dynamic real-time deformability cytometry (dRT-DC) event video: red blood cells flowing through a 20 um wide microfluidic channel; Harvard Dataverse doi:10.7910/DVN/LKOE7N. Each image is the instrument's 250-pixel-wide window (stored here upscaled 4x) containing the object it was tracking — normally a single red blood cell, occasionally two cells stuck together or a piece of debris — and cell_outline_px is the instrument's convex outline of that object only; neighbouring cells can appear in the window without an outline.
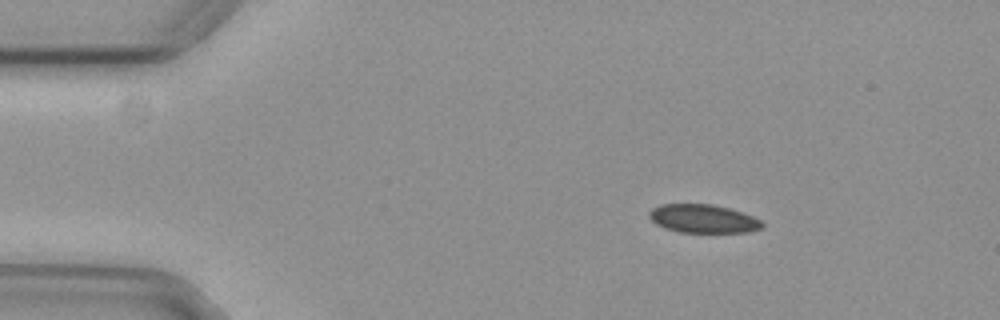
{"species": "common noctule bat (a hibernating species)", "species_latin": "Nyctalus noctula", "temperature_condition": "cold", "stored_images_in_passage": 48, "camera_frame_rate_fps": 3000, "um_per_image_px": 0.085, "animal": {"sex": "female", "body_mass_g": 29.2, "forearm_length_mm": 56.3}, "frame": {"image": 1, "passage_image": 1, "time_ms": 0.0, "image_size_px": [1000, 320], "cell_outline_px": [[764, 228], [748, 232], [680, 232], [664, 228], [656, 224], [648, 216], [648, 212], [652, 208], [660, 204], [712, 204], [744, 212], [760, 220], [764, 224]], "centroid_in_image_um": [59.77, 18.58], "position_along_channel_um": 25.2, "area_um2": 18.84}}
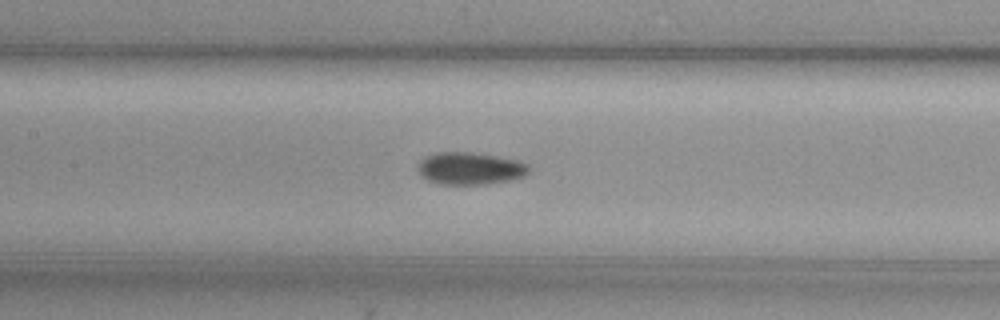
{"frame": {"image": 2, "passage_image": 18, "time_ms": 5.667, "image_size_px": [1000, 320], "cell_outline_px": [[528, 172], [524, 176], [512, 180], [488, 184], [440, 184], [428, 180], [420, 176], [416, 168], [420, 160], [436, 152], [472, 152], [520, 160], [528, 164]], "centroid_in_image_um": [39.95, 14.32], "position_along_channel_um": 167.5, "area_um2": 21.1}}
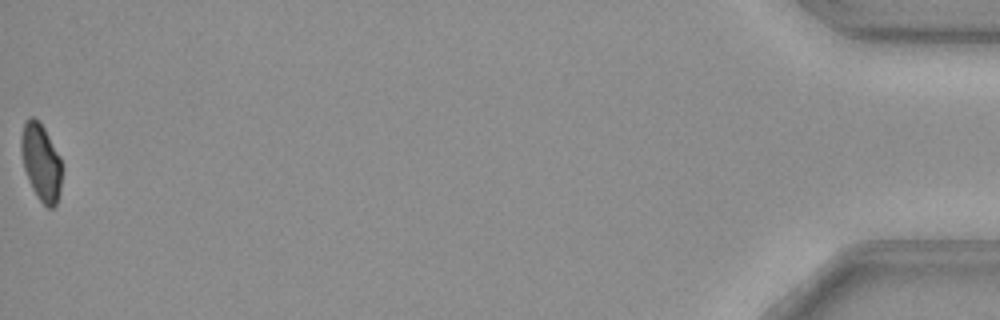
{"frame": {"image": 3, "passage_image": 48, "time_ms": 15.667, "image_size_px": [1000, 320], "cell_outline_px": [[60, 192], [56, 204], [52, 208], [48, 208], [36, 196], [32, 188], [24, 168], [20, 152], [20, 136], [24, 124], [32, 116], [44, 128], [60, 156]], "centroid_in_image_um": [3.46, 13.8], "position_along_channel_um": 431.7, "area_um2": 17.98}}